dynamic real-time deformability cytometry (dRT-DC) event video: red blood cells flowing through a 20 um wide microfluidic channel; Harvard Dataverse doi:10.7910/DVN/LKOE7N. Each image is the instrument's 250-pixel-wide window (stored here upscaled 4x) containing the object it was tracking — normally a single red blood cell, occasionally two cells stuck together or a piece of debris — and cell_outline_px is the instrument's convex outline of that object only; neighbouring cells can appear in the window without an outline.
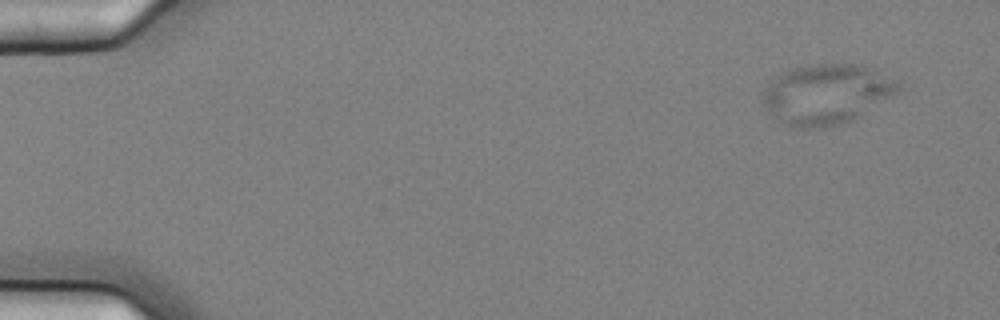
{"species": "common noctule bat (a hibernating species)", "species_latin": "Nyctalus noctula", "temperature_condition": "cold", "stored_images_in_passage": 4, "camera_frame_rate_fps": 3000, "um_per_image_px": 0.085, "animal": {"sex": "female", "body_mass_g": 25.1}, "frame": {"image": 1, "passage_image": 1, "time_ms": 0.0, "image_size_px": [1000, 320], "cell_outline_px": [[900, 88], [896, 92], [860, 116], [852, 120], [840, 124], [812, 128], [796, 128], [776, 120], [764, 104], [764, 92], [768, 84], [776, 76], [788, 68], [808, 64], [860, 64], [900, 84]], "centroid_in_image_um": [70.18, 8.0], "position_along_channel_um": 14.8, "area_um2": 46.59}}